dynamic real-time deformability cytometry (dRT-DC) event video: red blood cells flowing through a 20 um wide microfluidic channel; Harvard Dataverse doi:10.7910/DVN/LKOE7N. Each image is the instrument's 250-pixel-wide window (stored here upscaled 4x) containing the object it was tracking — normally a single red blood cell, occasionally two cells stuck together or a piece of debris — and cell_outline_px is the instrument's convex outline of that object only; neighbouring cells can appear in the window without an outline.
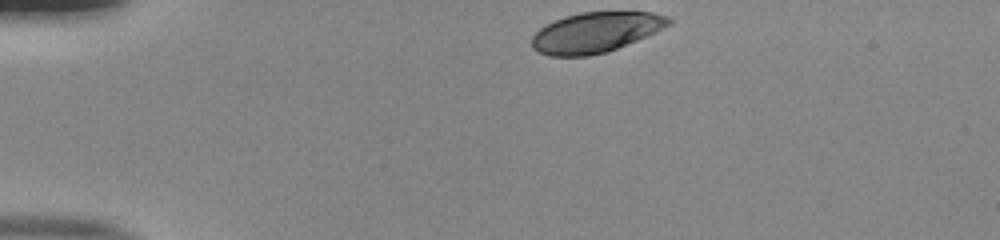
{"species": "human", "species_latin": "Homo sapiens", "temperature_condition": "room temperature", "stored_images_in_passage": 34, "camera_frame_rate_fps": 3000, "um_per_image_px": 0.085, "donor": {"sex": "male"}, "frame": {"image": 1, "passage_image": 1, "time_ms": 0.0, "image_size_px": [1000, 240], "cell_outline_px": [[672, 24], [656, 32], [608, 52], [588, 56], [548, 56], [536, 52], [532, 48], [532, 36], [540, 28], [564, 16], [580, 12], [652, 12], [668, 16], [672, 20]], "centroid_in_image_um": [50.63, 2.76], "position_along_channel_um": 34.4, "area_um2": 32.25}}
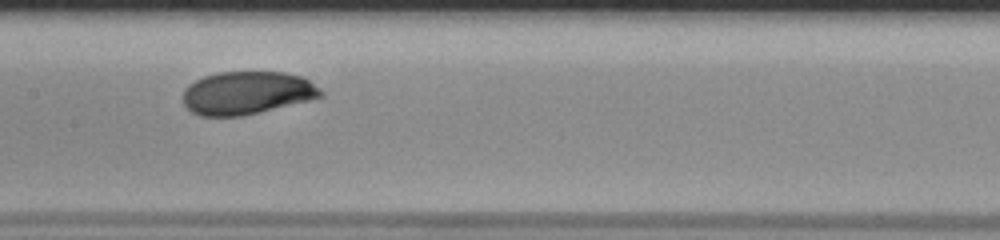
{"frame": {"image": 2, "passage_image": 17, "time_ms": 5.333, "image_size_px": [1000, 240], "cell_outline_px": [[324, 96], [244, 116], [200, 116], [192, 112], [184, 104], [184, 88], [188, 84], [204, 76], [216, 72], [284, 72], [300, 76], [308, 80], [320, 88], [324, 92]], "centroid_in_image_um": [20.98, 7.89], "position_along_channel_um": 186.4, "area_um2": 34.51}}
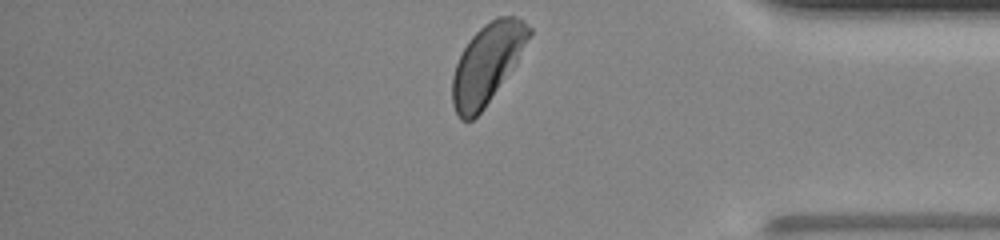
{"frame": {"image": 3, "passage_image": 34, "time_ms": 11.0, "image_size_px": [1000, 240], "cell_outline_px": [[532, 32], [516, 60], [484, 108], [472, 120], [460, 120], [452, 104], [452, 76], [456, 64], [464, 48], [472, 36], [484, 24], [496, 16], [516, 16], [524, 20], [532, 28]], "centroid_in_image_um": [41.38, 5.38], "position_along_channel_um": 393.8, "area_um2": 34.74}, "authors_computed_cell_mechanics": {"area_um2": 34.9112, "velocity_mm_per_s": 3.9806, "shape_relaxation_time_tau1_ms": 5.7442, "shape_relaxation_time_tau2_ms": null, "deformation_change_tau1": 0.1938, "deformation_change_tau2": null}}